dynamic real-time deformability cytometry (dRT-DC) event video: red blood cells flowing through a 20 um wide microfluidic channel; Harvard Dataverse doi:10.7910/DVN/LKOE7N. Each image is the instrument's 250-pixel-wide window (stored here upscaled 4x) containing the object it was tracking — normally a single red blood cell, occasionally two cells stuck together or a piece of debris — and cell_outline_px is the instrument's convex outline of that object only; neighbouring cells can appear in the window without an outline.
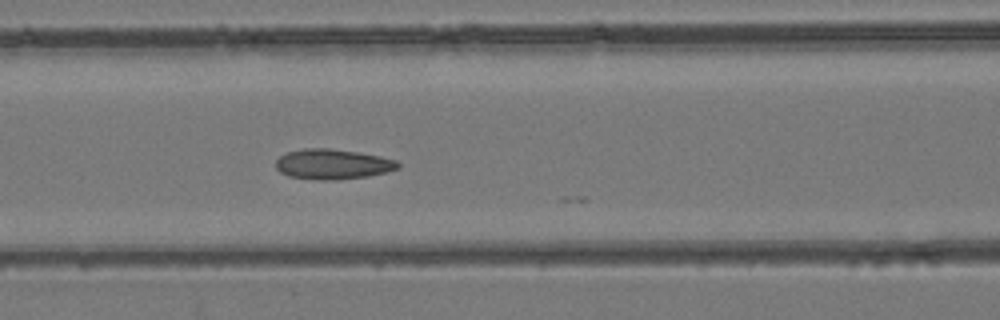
{"species": "common noctule bat (a hibernating species)", "species_latin": "Nyctalus noctula", "temperature_condition": "room temperature", "stored_images_in_passage": 20, "camera_frame_rate_fps": 3000, "um_per_image_px": 0.085, "animal": {"sex": "female", "body_mass_g": 24.6, "forearm_length_mm": 56.2}, "frame": {"image": 1, "passage_image": 16, "time_ms": 5.0, "image_size_px": [1000, 320], "cell_outline_px": [[400, 168], [388, 172], [368, 176], [336, 180], [312, 180], [288, 176], [280, 172], [276, 168], [276, 160], [280, 156], [288, 152], [304, 148], [328, 148], [356, 152], [380, 156], [396, 160], [400, 164]], "centroid_in_image_um": [28.28, 13.97], "position_along_channel_um": 138.3, "area_um2": 21.62}}
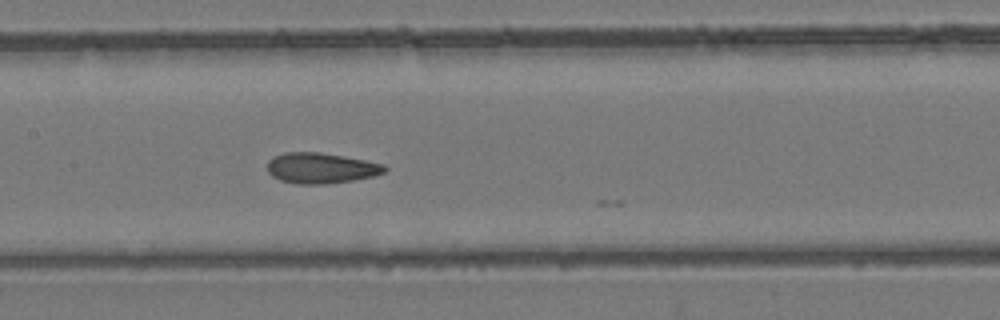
{"frame": {"image": 2, "passage_image": 19, "time_ms": 6.0, "image_size_px": [1000, 320], "cell_outline_px": [[388, 168], [384, 172], [372, 176], [352, 180], [324, 184], [296, 184], [280, 180], [272, 176], [268, 172], [268, 160], [284, 152], [320, 152], [344, 156], [384, 164]], "centroid_in_image_um": [27.26, 14.28], "position_along_channel_um": 180.1, "area_um2": 20.81}}